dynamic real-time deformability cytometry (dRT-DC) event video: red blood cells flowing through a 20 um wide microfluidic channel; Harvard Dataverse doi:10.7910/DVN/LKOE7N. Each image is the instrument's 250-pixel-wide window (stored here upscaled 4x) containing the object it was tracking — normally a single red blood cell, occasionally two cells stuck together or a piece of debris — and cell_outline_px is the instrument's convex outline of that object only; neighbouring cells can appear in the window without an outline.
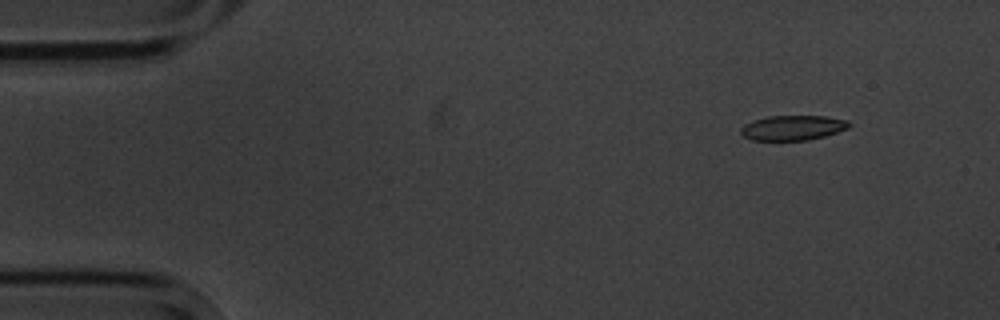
{"species": "common noctule bat (a hibernating species)", "species_latin": "Nyctalus noctula", "temperature_condition": "cold", "stored_images_in_passage": 5, "camera_frame_rate_fps": 3000, "um_per_image_px": 0.085, "animal": {"sex": "male", "body_mass_g": 20.1, "forearm_length_mm": 53.5}, "frame": {"image": 1, "passage_image": 2, "time_ms": 1.333, "image_size_px": [1000, 320], "cell_outline_px": [[852, 124], [848, 128], [824, 136], [808, 140], [752, 140], [744, 136], [740, 132], [740, 128], [744, 124], [752, 120], [768, 116], [828, 116], [848, 120]], "centroid_in_image_um": [67.38, 10.85], "position_along_channel_um": 17.6, "area_um2": 15.78}}
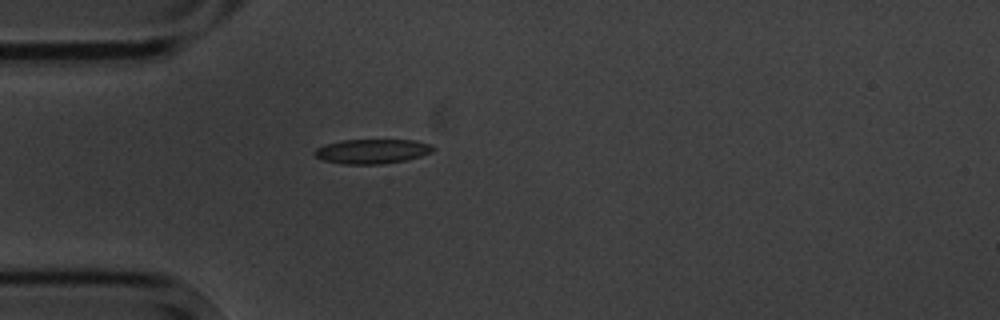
{"frame": {"image": 2, "passage_image": 5, "time_ms": 4.667, "image_size_px": [1000, 320], "cell_outline_px": [[436, 148], [432, 152], [420, 156], [404, 160], [380, 164], [344, 164], [324, 160], [316, 156], [312, 152], [316, 148], [324, 144], [344, 140], [416, 140], [432, 144]], "centroid_in_image_um": [31.64, 12.85], "position_along_channel_um": 53.4, "area_um2": 16.94}}